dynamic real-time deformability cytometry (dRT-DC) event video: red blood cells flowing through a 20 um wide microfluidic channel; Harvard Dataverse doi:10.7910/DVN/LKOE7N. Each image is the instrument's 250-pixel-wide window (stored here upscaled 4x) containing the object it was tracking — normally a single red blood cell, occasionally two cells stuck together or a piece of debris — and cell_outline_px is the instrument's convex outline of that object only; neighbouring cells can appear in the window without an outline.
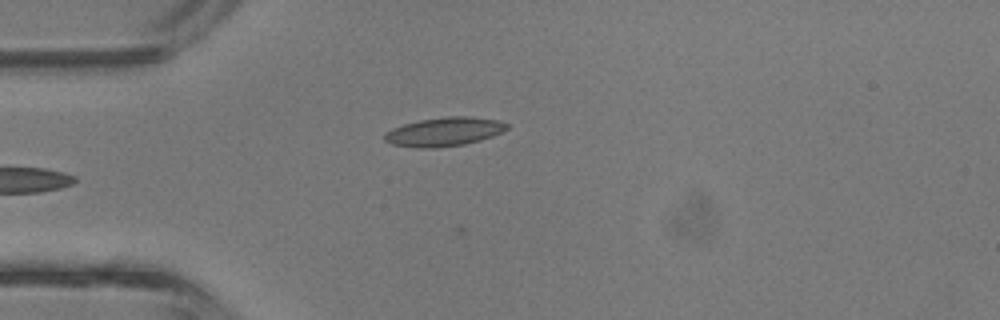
{"species": "common noctule bat (a hibernating species)", "species_latin": "Nyctalus noctula", "temperature_condition": "room temperature", "stored_images_in_passage": 2, "camera_frame_rate_fps": 3000, "um_per_image_px": 0.085, "animal": {"sex": "male", "body_mass_g": 13.3}, "frame": {"image": 1, "passage_image": 2, "time_ms": 0.333, "image_size_px": [1000, 320], "cell_outline_px": [[508, 128], [492, 136], [480, 140], [464, 144], [436, 148], [416, 148], [392, 144], [384, 140], [384, 136], [392, 128], [404, 124], [420, 120], [448, 116], [468, 116], [496, 120], [508, 124]], "centroid_in_image_um": [37.74, 11.2], "position_along_channel_um": 47.3, "area_um2": 20.35}}